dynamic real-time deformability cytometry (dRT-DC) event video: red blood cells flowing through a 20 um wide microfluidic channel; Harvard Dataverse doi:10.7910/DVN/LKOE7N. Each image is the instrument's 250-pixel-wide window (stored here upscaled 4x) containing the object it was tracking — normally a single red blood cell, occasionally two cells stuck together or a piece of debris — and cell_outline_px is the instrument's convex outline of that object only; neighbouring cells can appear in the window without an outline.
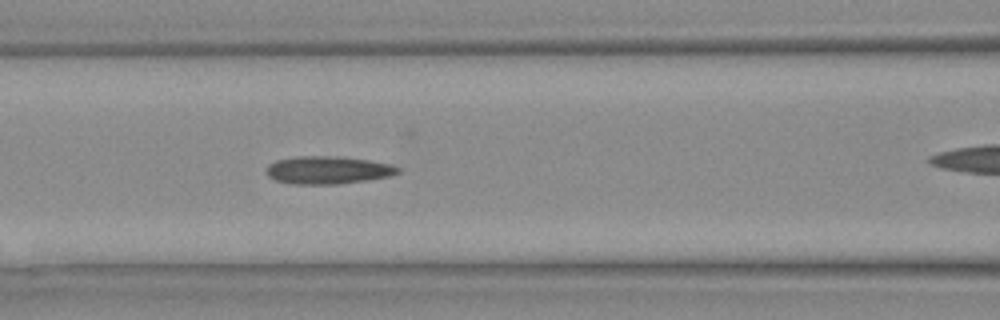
{"species": "Egyptian fruit bat (a non-hibernating species)", "species_latin": "Rousettus aegyptiacus", "temperature_condition": "warm", "stored_images_in_passage": 7, "segment_of_instrument_passage": [1, 2], "camera_frame_rate_fps": 3000, "um_per_image_px": 0.085, "animal": {"sex": "female"}, "frame": {"image": 1, "passage_image": 6, "time_ms": 1.667, "image_size_px": [1000, 320], "cell_outline_px": [[400, 172], [388, 176], [364, 180], [336, 184], [296, 184], [276, 180], [268, 176], [264, 172], [268, 164], [276, 160], [296, 156], [340, 156], [368, 160], [392, 164], [400, 168]], "centroid_in_image_um": [27.83, 14.44], "position_along_channel_um": 138.8, "area_um2": 21.27}}